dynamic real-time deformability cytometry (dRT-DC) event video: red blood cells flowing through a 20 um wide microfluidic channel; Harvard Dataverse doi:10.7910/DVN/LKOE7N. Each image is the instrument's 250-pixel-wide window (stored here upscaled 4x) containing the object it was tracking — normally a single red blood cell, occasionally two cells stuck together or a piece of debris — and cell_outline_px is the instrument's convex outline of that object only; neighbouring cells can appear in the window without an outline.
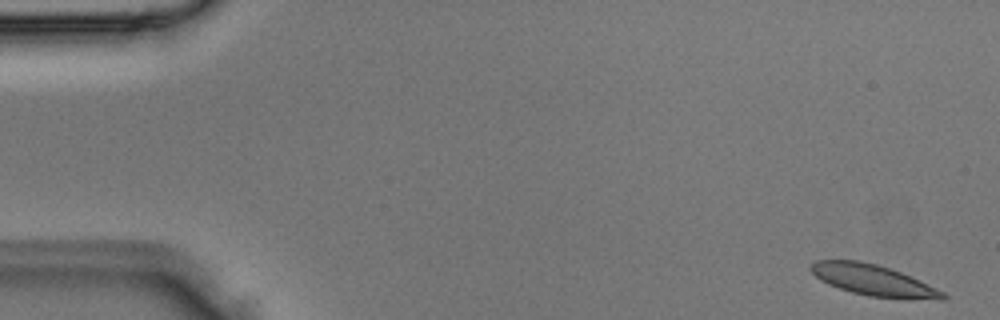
{"species": "Egyptian fruit bat (a non-hibernating species)", "species_latin": "Rousettus aegyptiacus", "temperature_condition": "room temperature", "stored_images_in_passage": 4, "camera_frame_rate_fps": 3000, "um_per_image_px": 0.085, "animal": {"sex": "male"}, "frame": {"image": 1, "passage_image": 1, "time_ms": 0.0, "image_size_px": [1000, 320], "cell_outline_px": [[948, 296], [944, 300], [940, 300], [868, 296], [852, 292], [828, 284], [820, 280], [808, 268], [816, 260], [860, 260], [876, 264], [900, 272], [936, 288], [944, 292]], "centroid_in_image_um": [74.21, 23.81], "position_along_channel_um": 10.8, "area_um2": 23.52}}
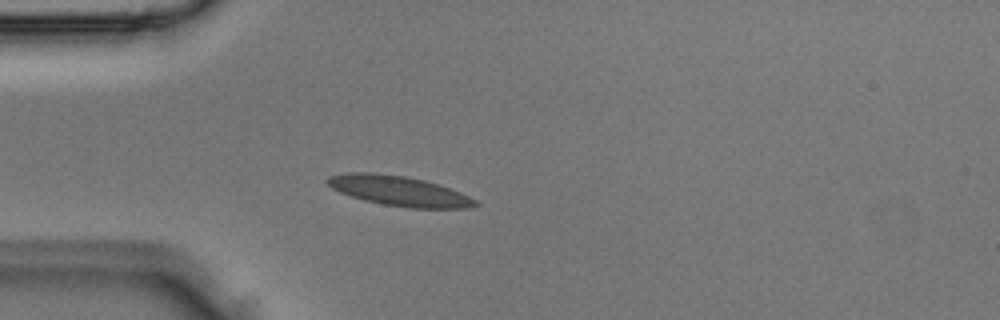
{"frame": {"image": 2, "passage_image": 4, "time_ms": 1.0, "image_size_px": [1000, 320], "cell_outline_px": [[480, 204], [468, 208], [408, 208], [384, 204], [364, 200], [340, 192], [332, 188], [324, 180], [328, 176], [348, 172], [372, 172], [404, 176], [424, 180], [460, 192], [476, 200]], "centroid_in_image_um": [33.89, 16.22], "position_along_channel_um": 51.1, "area_um2": 25.61}}